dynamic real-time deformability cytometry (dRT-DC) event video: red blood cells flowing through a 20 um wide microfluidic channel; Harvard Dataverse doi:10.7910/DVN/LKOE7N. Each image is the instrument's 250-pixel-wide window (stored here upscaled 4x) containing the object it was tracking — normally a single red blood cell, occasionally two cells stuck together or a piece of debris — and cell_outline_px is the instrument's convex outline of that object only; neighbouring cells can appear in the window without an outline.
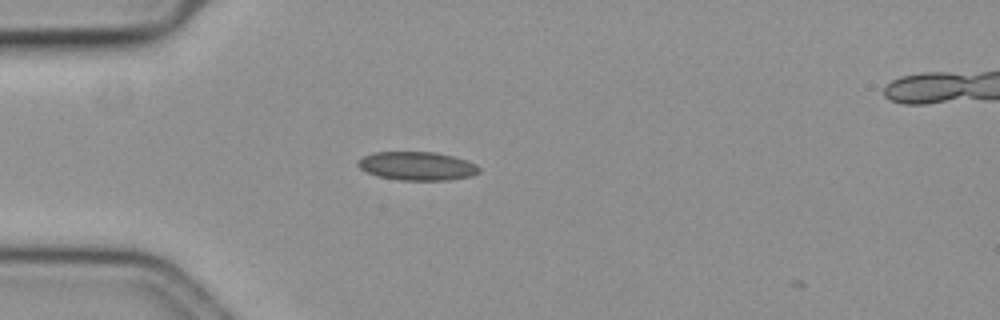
{"species": "common noctule bat (a hibernating species)", "species_latin": "Nyctalus noctula", "temperature_condition": "cold", "stored_images_in_passage": 3, "camera_frame_rate_fps": 3000, "um_per_image_px": 0.085, "animal": {"sex": "female", "body_mass_g": 19.3, "forearm_length_mm": 54.1}, "frame": {"image": 1, "passage_image": 1, "time_ms": 0.0, "image_size_px": [1000, 320], "cell_outline_px": [[480, 172], [472, 176], [448, 180], [400, 180], [376, 176], [360, 168], [356, 164], [364, 156], [372, 152], [436, 152], [452, 156], [476, 164], [480, 168]], "centroid_in_image_um": [35.46, 14.11], "position_along_channel_um": 49.5, "area_um2": 20.11}}